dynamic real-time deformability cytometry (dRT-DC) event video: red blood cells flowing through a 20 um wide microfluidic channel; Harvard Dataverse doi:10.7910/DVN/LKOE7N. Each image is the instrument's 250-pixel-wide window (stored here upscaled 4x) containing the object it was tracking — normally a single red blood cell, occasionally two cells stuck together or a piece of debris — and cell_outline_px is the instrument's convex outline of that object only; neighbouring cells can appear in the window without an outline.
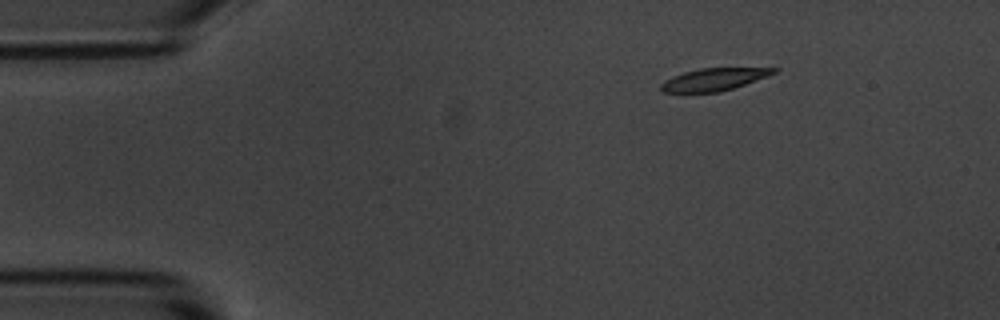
{"species": "common noctule bat (a hibernating species)", "species_latin": "Nyctalus noctula", "temperature_condition": "room temperature", "stored_images_in_passage": 48, "camera_frame_rate_fps": 3000, "um_per_image_px": 0.085, "animal": {"sex": "male", "body_mass_g": 20.1, "forearm_length_mm": 53.5}, "frame": {"image": 1, "passage_image": 1, "time_ms": 0.0, "image_size_px": [1000, 320], "cell_outline_px": [[780, 68], [776, 72], [744, 84], [720, 92], [660, 92], [660, 84], [664, 80], [672, 76], [684, 72], [700, 68]], "centroid_in_image_um": [60.6, 6.75], "position_along_channel_um": 24.4, "area_um2": 14.51}}
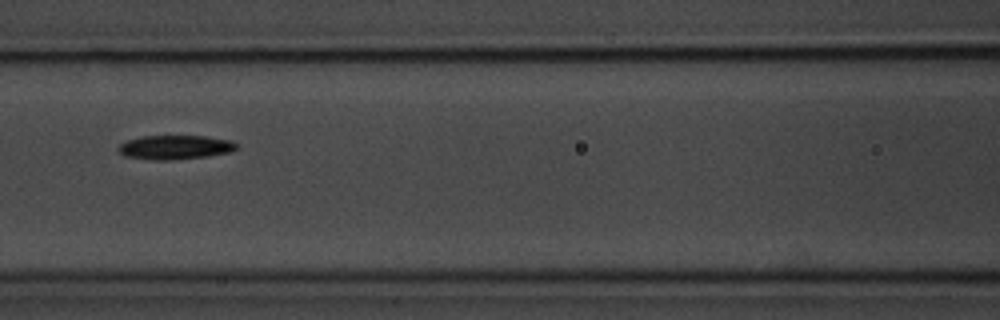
{"frame": {"image": 2, "passage_image": 17, "time_ms": 5.333, "image_size_px": [1000, 320], "cell_outline_px": [[240, 148], [232, 152], [208, 156], [172, 160], [152, 160], [124, 156], [116, 148], [120, 144], [128, 140], [140, 136], [204, 136], [232, 140]], "centroid_in_image_um": [14.91, 12.52], "position_along_channel_um": 151.7, "area_um2": 16.82}}
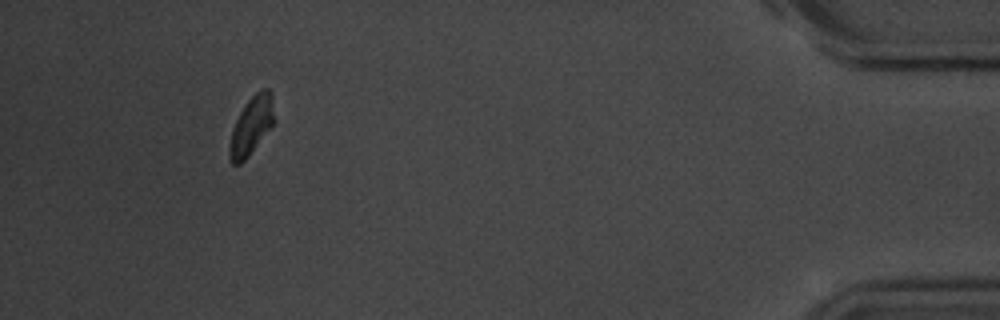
{"frame": {"image": 3, "passage_image": 44, "time_ms": 14.333, "image_size_px": [1000, 320], "cell_outline_px": [[272, 124], [248, 156], [240, 164], [232, 164], [228, 156], [228, 148], [232, 128], [244, 104], [260, 88], [268, 88], [272, 92]], "centroid_in_image_um": [21.31, 10.67], "position_along_channel_um": 413.9, "area_um2": 14.8}, "authors_computed_cell_mechanics": {"area_um2": 16.1262, "velocity_mm_per_s": 3.636, "shape_relaxation_time_tau1_ms": 3.0496, "shape_relaxation_time_tau2_ms": null, "deformation_change_tau1": 0.1293, "deformation_change_tau2": null}}